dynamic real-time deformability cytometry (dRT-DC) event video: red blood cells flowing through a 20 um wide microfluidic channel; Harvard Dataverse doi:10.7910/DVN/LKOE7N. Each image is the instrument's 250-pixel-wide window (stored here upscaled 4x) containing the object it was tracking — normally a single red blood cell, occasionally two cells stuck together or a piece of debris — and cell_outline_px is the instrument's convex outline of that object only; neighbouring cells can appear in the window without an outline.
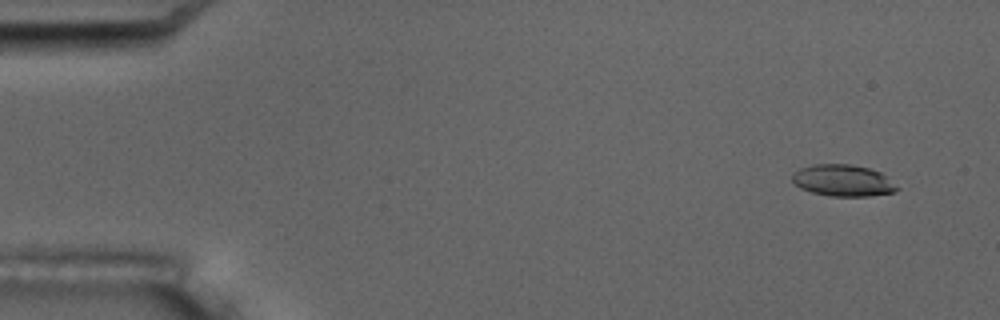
{"species": "common noctule bat (a hibernating species)", "species_latin": "Nyctalus noctula", "temperature_condition": "room temperature", "stored_images_in_passage": 6, "camera_frame_rate_fps": 3000, "um_per_image_px": 0.085, "animal": {"sex": "male", "body_mass_g": 17.5, "forearm_length_mm": 52.3}, "frame": {"image": 1, "passage_image": 1, "time_ms": 0.0, "image_size_px": [1000, 320], "cell_outline_px": [[900, 188], [896, 192], [868, 196], [832, 196], [812, 192], [800, 188], [792, 180], [792, 176], [800, 168], [816, 164], [852, 164], [868, 168], [880, 172]], "centroid_in_image_um": [71.67, 15.34], "position_along_channel_um": 13.3, "area_um2": 19.13}}